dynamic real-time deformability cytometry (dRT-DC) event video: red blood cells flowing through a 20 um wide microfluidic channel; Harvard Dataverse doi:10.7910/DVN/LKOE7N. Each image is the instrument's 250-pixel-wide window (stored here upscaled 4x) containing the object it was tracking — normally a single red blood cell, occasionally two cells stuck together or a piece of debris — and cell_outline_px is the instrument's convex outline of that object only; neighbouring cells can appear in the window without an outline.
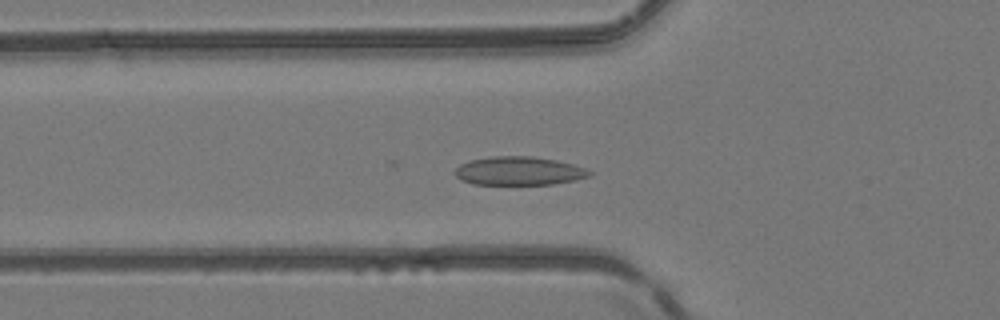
{"species": "common noctule bat (a hibernating species)", "species_latin": "Nyctalus noctula", "temperature_condition": "room temperature", "stored_images_in_passage": 41, "camera_frame_rate_fps": 3000, "um_per_image_px": 0.085, "animal": {"sex": "female", "body_mass_g": 24.6, "forearm_length_mm": 56.2}, "frame": {"image": 1, "passage_image": 15, "time_ms": 4.667, "image_size_px": [1000, 320], "cell_outline_px": [[596, 172], [592, 176], [576, 180], [552, 184], [472, 184], [460, 180], [452, 172], [460, 164], [468, 160], [492, 156], [532, 156], [556, 160], [572, 164]], "centroid_in_image_um": [44.11, 14.53], "position_along_channel_um": 81.7, "area_um2": 22.66}}
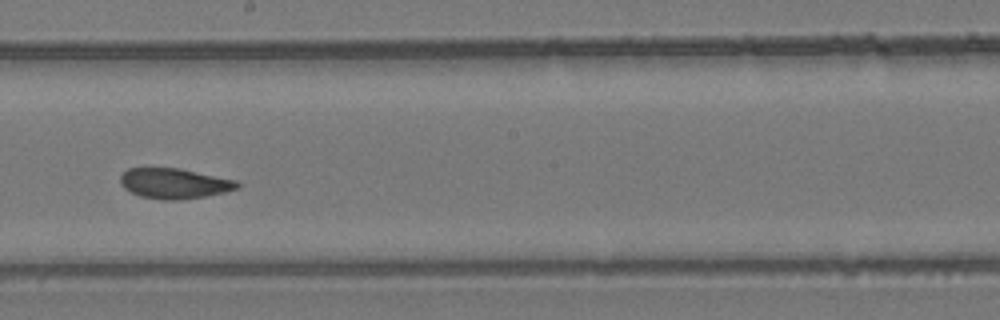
{"frame": {"image": 2, "passage_image": 26, "time_ms": 8.333, "image_size_px": [1000, 320], "cell_outline_px": [[240, 188], [224, 192], [204, 196], [176, 200], [164, 200], [140, 196], [124, 188], [120, 184], [120, 176], [128, 168], [180, 168], [236, 180], [240, 184]], "centroid_in_image_um": [14.81, 15.58], "position_along_channel_um": 233.4, "area_um2": 20.58}}
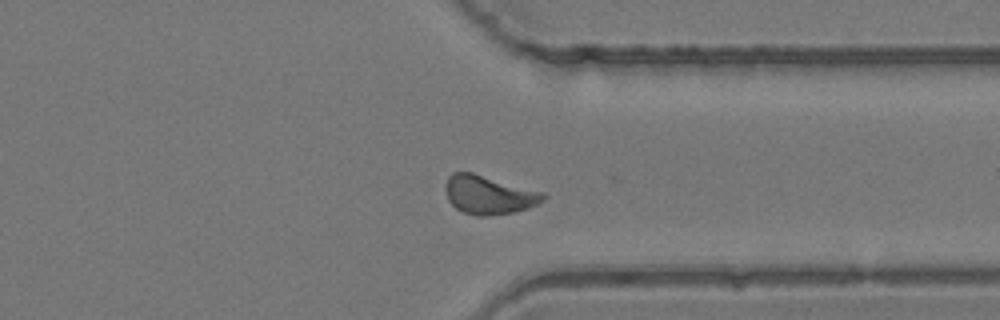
{"frame": {"image": 3, "passage_image": 36, "time_ms": 11.667, "image_size_px": [1000, 320], "cell_outline_px": [[548, 196], [544, 200], [528, 208], [512, 212], [484, 216], [476, 216], [464, 212], [456, 208], [448, 200], [444, 188], [444, 184], [448, 176], [452, 172], [472, 172], [544, 192]], "centroid_in_image_um": [41.53, 16.54], "position_along_channel_um": 369.9, "area_um2": 22.08}, "authors_computed_cell_mechanics": {"area_um2": 21.2126, "velocity_mm_per_s": 4.1258, "shape_relaxation_time_tau1_ms": 9.4041, "shape_relaxation_time_tau2_ms": 2.164, "deformation_change_tau1": 0.1792, "deformation_change_tau2": 0.0433}}